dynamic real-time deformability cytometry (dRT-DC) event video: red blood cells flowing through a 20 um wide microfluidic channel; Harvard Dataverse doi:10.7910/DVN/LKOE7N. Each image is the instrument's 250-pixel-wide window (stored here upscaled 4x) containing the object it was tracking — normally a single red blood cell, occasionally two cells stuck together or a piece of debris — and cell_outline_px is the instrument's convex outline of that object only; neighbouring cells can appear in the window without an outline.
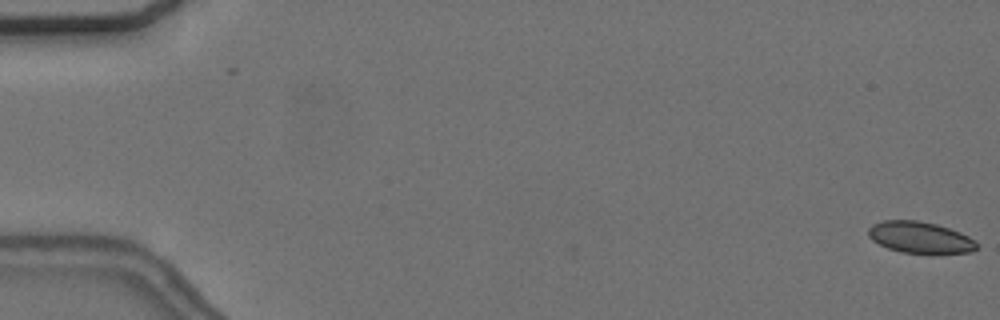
{"species": "common noctule bat (a hibernating species)", "species_latin": "Nyctalus noctula", "temperature_condition": "cold", "stored_images_in_passage": 57, "camera_frame_rate_fps": 3000, "um_per_image_px": 0.085, "animal": {"sex": "female", "body_mass_g": 24.6, "forearm_length_mm": 56.2}, "frame": {"image": 1, "passage_image": 1, "time_ms": 0.0, "image_size_px": [1000, 320], "cell_outline_px": [[976, 248], [972, 252], [900, 252], [888, 248], [872, 240], [868, 236], [868, 228], [872, 224], [884, 220], [916, 220], [936, 224], [960, 232], [976, 240]], "centroid_in_image_um": [78.17, 20.16], "position_along_channel_um": 6.8, "area_um2": 19.54}}
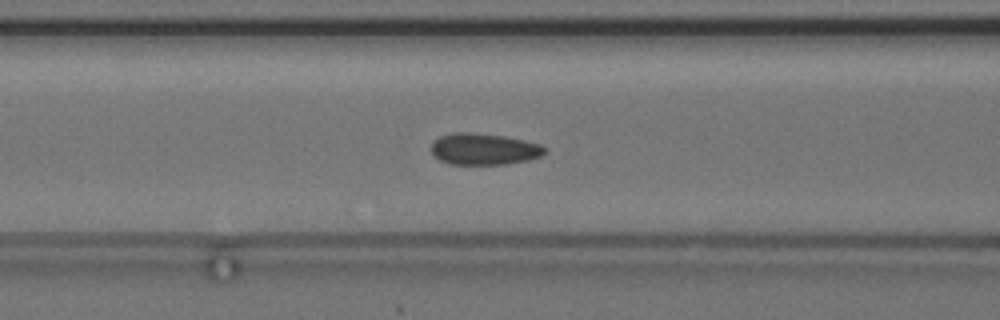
{"frame": {"image": 2, "passage_image": 24, "time_ms": 7.667, "image_size_px": [1000, 320], "cell_outline_px": [[544, 152], [540, 156], [528, 160], [508, 164], [452, 164], [440, 160], [432, 152], [432, 140], [440, 136], [452, 132], [472, 132], [504, 136], [524, 140], [540, 144], [544, 148]], "centroid_in_image_um": [41.11, 12.66], "position_along_channel_um": 125.5, "area_um2": 20.75}}
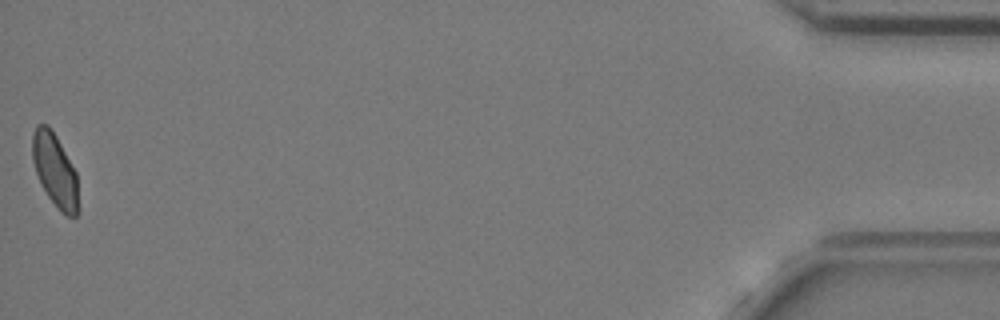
{"frame": {"image": 3, "passage_image": 57, "time_ms": 18.667, "image_size_px": [1000, 320], "cell_outline_px": [[80, 212], [76, 216], [68, 216], [60, 212], [48, 196], [36, 172], [32, 160], [32, 136], [36, 124], [48, 124], [56, 136], [76, 172], [80, 208]], "centroid_in_image_um": [4.69, 14.5], "position_along_channel_um": 430.5, "area_um2": 19.71}, "authors_computed_cell_mechanics": {"area_um2": 20.4612, "velocity_mm_per_s": 3.6554, "shape_relaxation_time_tau1_ms": null, "shape_relaxation_time_tau2_ms": 1.6194, "deformation_change_tau1": null, "deformation_change_tau2": 0.0675}}